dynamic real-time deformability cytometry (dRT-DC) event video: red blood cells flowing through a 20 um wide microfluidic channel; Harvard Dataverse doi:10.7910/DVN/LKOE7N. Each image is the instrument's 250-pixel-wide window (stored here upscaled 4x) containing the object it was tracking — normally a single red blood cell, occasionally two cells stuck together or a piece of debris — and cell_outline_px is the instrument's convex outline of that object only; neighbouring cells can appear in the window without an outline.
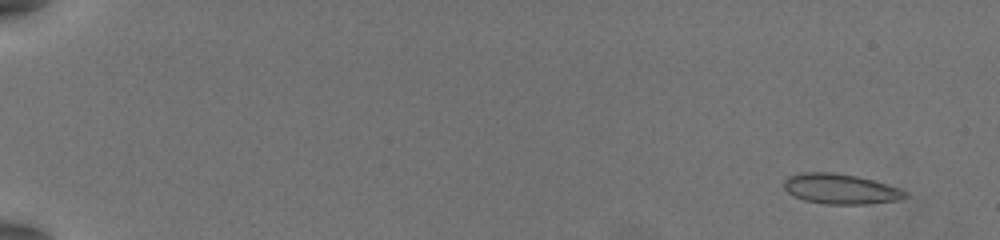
{"species": "common noctule bat (a hibernating species)", "species_latin": "Nyctalus noctula", "temperature_condition": "warm", "stored_images_in_passage": 57, "camera_frame_rate_fps": 3000, "um_per_image_px": 0.085, "animal": {"sex": "female", "body_mass_g": 19.5, "forearm_length_mm": 54.1}, "frame": {"image": 1, "passage_image": 4, "time_ms": 1.0, "image_size_px": [1000, 240], "cell_outline_px": [[908, 196], [896, 200], [868, 204], [824, 204], [804, 200], [792, 196], [784, 188], [784, 180], [788, 176], [804, 172], [832, 172], [856, 176], [888, 184], [900, 188], [908, 192]], "centroid_in_image_um": [71.43, 16.06], "position_along_channel_um": 13.6, "area_um2": 21.39}}
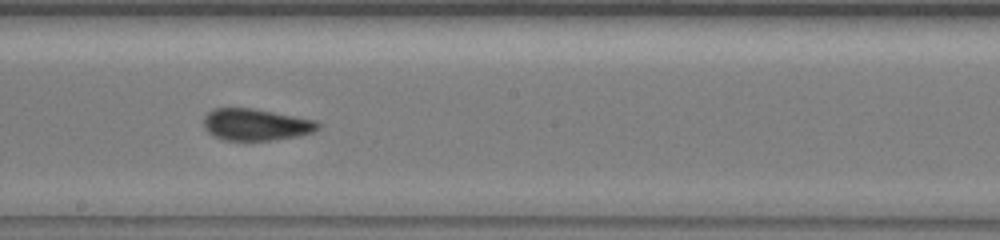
{"frame": {"image": 2, "passage_image": 35, "time_ms": 11.333, "image_size_px": [1000, 240], "cell_outline_px": [[324, 124], [320, 128], [312, 132], [300, 136], [272, 140], [224, 140], [212, 136], [204, 128], [204, 116], [212, 108], [252, 108], [316, 120]], "centroid_in_image_um": [21.77, 10.59], "position_along_channel_um": 226.4, "area_um2": 21.39}}
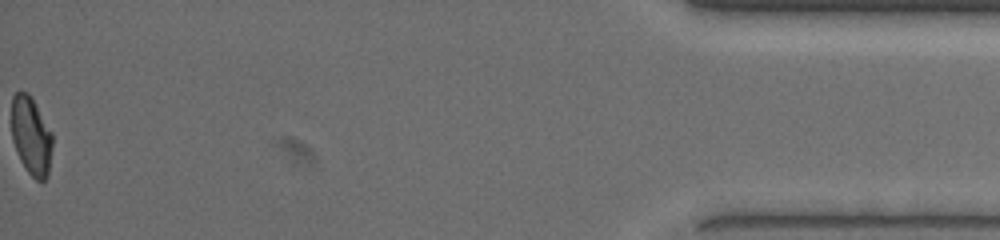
{"frame": {"image": 3, "passage_image": 57, "time_ms": 18.667, "image_size_px": [1000, 240], "cell_outline_px": [[52, 148], [48, 176], [44, 180], [36, 180], [24, 168], [16, 152], [12, 140], [12, 96], [16, 92], [28, 92], [32, 96], [52, 132]], "centroid_in_image_um": [2.65, 11.54], "position_along_channel_um": 432.5, "area_um2": 18.9}, "authors_computed_cell_mechanics": {"area_um2": 20.8658, "velocity_mm_per_s": 3.9176, "shape_relaxation_time_tau1_ms": 6.8747, "shape_relaxation_time_tau2_ms": 0.906, "deformation_change_tau1": 0.208, "deformation_change_tau2": 0.0774}}